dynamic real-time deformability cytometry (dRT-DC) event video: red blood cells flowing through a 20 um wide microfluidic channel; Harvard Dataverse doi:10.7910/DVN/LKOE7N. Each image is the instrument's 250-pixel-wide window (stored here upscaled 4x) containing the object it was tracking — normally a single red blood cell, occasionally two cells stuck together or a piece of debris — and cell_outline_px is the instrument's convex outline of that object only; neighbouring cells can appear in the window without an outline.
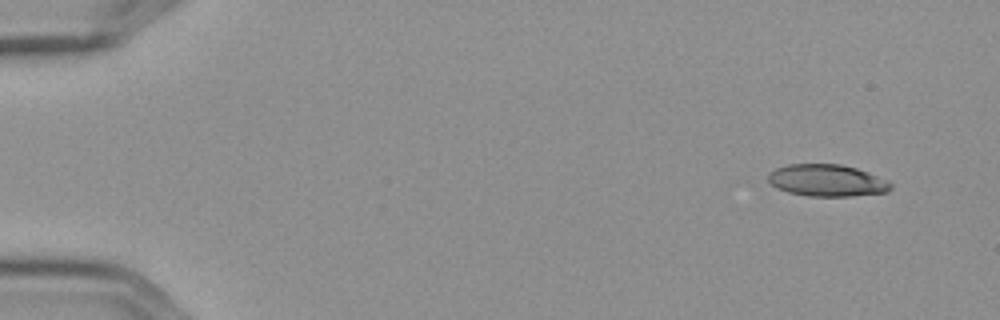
{"species": "Egyptian fruit bat (a non-hibernating species)", "species_latin": "Rousettus aegyptiacus", "temperature_condition": "cold", "stored_images_in_passage": 6, "camera_frame_rate_fps": 3000, "um_per_image_px": 0.085, "frame": {"image": 1, "passage_image": 1, "time_ms": 0.0, "image_size_px": [1000, 320], "cell_outline_px": [[892, 188], [888, 192], [852, 196], [808, 196], [788, 192], [776, 188], [768, 180], [768, 172], [776, 168], [788, 164], [840, 164], [856, 168], [868, 172], [888, 180], [892, 184]], "centroid_in_image_um": [70.3, 15.34], "position_along_channel_um": 14.7, "area_um2": 22.95}}
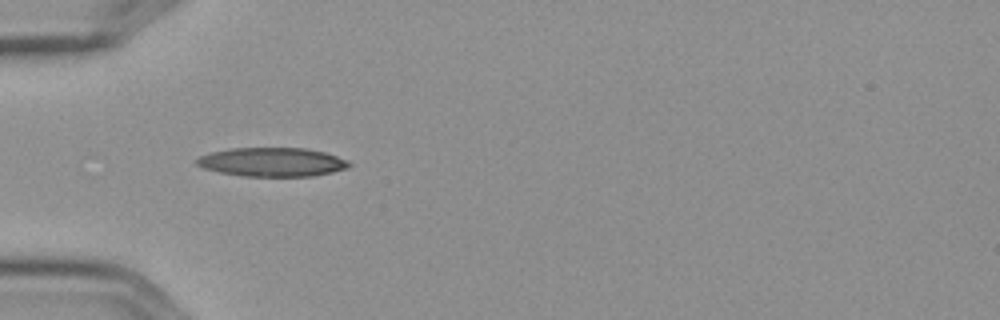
{"frame": {"image": 2, "passage_image": 5, "time_ms": 1.333, "image_size_px": [1000, 320], "cell_outline_px": [[352, 164], [348, 168], [332, 172], [312, 176], [244, 176], [220, 172], [204, 168], [196, 164], [196, 160], [200, 156], [212, 152], [228, 148], [304, 148], [324, 152], [348, 160]], "centroid_in_image_um": [23.15, 13.77], "position_along_channel_um": 61.8, "area_um2": 25.55}}
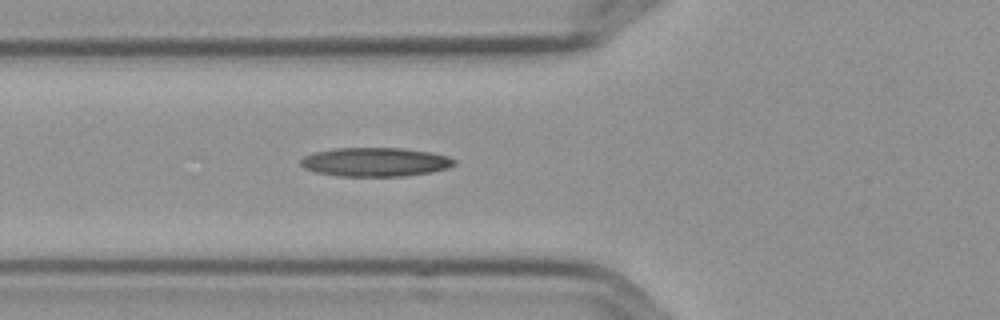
{"frame": {"image": 3, "passage_image": 6, "time_ms": 1.667, "image_size_px": [1000, 320], "cell_outline_px": [[456, 164], [448, 168], [428, 172], [404, 176], [336, 176], [316, 172], [304, 168], [300, 164], [300, 160], [304, 156], [316, 152], [332, 148], [400, 148], [432, 152], [448, 156], [456, 160]], "centroid_in_image_um": [31.89, 13.77], "position_along_channel_um": 93.9, "area_um2": 25.89}}